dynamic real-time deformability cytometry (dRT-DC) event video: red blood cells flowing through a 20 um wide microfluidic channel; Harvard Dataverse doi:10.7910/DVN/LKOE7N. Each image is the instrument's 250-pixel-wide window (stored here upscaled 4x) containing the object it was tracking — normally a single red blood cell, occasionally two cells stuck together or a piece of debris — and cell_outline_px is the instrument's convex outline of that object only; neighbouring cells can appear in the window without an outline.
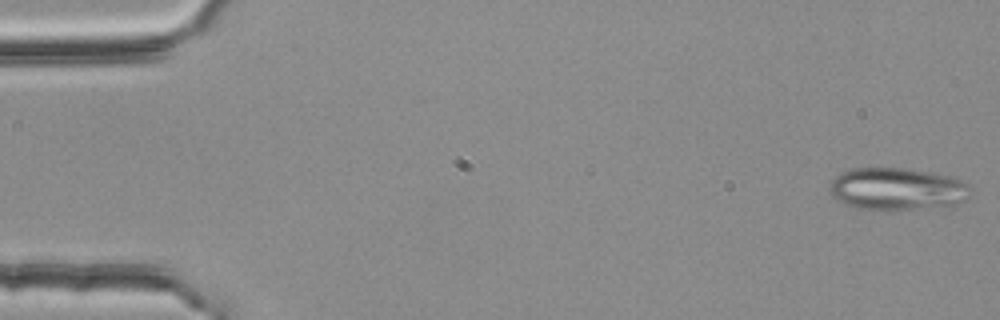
{"species": "common noctule bat (a hibernating species)", "species_latin": "Nyctalus noctula", "temperature_condition": "room temperature", "stored_images_in_passage": 4, "camera_frame_rate_fps": 3000, "um_per_image_px": 0.085, "animal": {"sex": "female", "body_mass_g": 25.1}, "frame": {"image": 1, "passage_image": 4, "time_ms": 1.0, "image_size_px": [1000, 320], "cell_outline_px": [[972, 188], [968, 196], [964, 200], [956, 204], [888, 212], [884, 212], [856, 208], [836, 200], [828, 192], [828, 188], [832, 180], [840, 172], [852, 168], [900, 168], [924, 172], [944, 176], [960, 180], [968, 184]], "centroid_in_image_um": [76.16, 16.1], "position_along_channel_um": 8.8, "area_um2": 34.97}}